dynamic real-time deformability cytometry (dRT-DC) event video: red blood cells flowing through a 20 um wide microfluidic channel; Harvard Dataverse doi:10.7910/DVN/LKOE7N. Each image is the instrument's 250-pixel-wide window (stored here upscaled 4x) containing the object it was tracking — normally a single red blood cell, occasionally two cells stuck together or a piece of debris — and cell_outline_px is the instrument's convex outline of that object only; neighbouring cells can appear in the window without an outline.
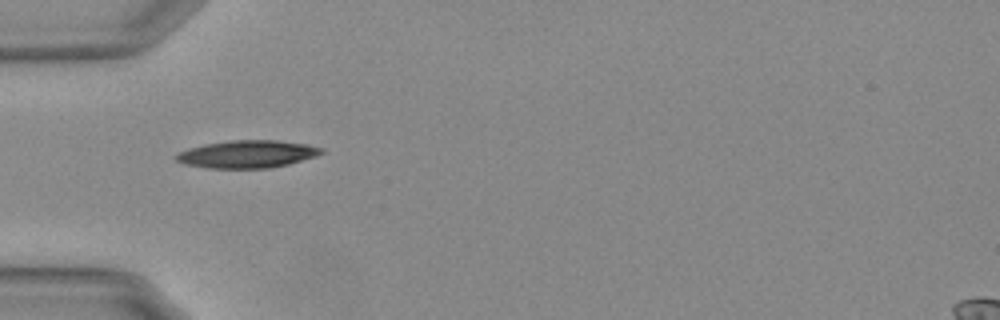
{"species": "Egyptian fruit bat (a non-hibernating species)", "species_latin": "Rousettus aegyptiacus", "temperature_condition": "warm", "stored_images_in_passage": 10, "camera_frame_rate_fps": 3000, "um_per_image_px": 0.085, "animal": {"sex": "female"}, "frame": {"image": 1, "passage_image": 1, "time_ms": 0.0, "image_size_px": [1000, 320], "cell_outline_px": [[324, 152], [316, 156], [288, 164], [268, 168], [208, 168], [184, 164], [176, 160], [172, 156], [176, 152], [188, 148], [204, 144], [232, 140], [280, 140], [308, 144], [324, 148]], "centroid_in_image_um": [20.99, 13.09], "position_along_channel_um": 64.0, "area_um2": 23.58}}
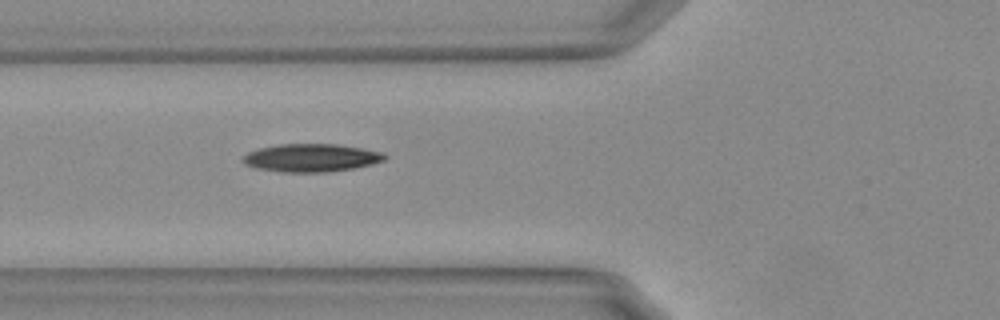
{"frame": {"image": 2, "passage_image": 4, "time_ms": 1.0, "image_size_px": [1000, 320], "cell_outline_px": [[388, 156], [384, 160], [372, 164], [352, 168], [324, 172], [280, 172], [256, 168], [244, 164], [240, 160], [240, 156], [256, 148], [276, 144], [340, 144], [364, 148], [384, 152]], "centroid_in_image_um": [26.41, 13.4], "position_along_channel_um": 99.4, "area_um2": 23.52}}
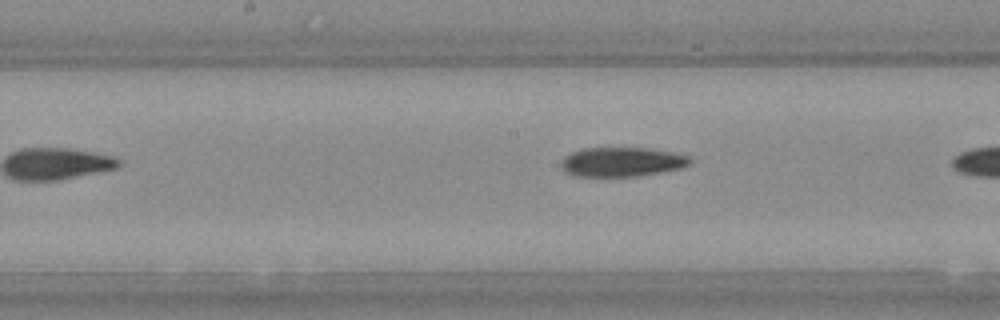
{"frame": {"image": 3, "passage_image": 9, "time_ms": 2.667, "image_size_px": [1000, 320], "cell_outline_px": [[692, 164], [680, 168], [660, 172], [636, 176], [572, 176], [564, 172], [560, 168], [560, 160], [564, 156], [572, 152], [584, 148], [648, 148], [672, 152], [688, 156], [692, 160]], "centroid_in_image_um": [52.81, 13.76], "position_along_channel_um": 195.4, "area_um2": 22.2}}